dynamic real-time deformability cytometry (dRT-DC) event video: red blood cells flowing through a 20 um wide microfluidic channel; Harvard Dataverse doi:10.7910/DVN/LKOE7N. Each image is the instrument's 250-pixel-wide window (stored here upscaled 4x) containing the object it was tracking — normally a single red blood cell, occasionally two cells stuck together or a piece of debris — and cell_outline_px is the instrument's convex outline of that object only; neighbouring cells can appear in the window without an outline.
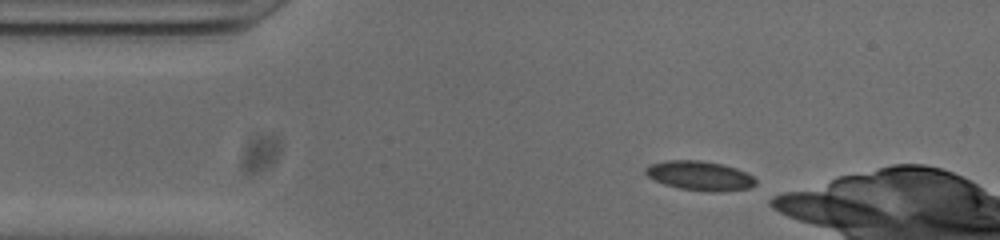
{"species": "common noctule bat (a hibernating species)", "species_latin": "Nyctalus noctula", "temperature_condition": "cold", "stored_images_in_passage": 15, "camera_frame_rate_fps": 3000, "um_per_image_px": 0.085, "animal": {"sex": "male", "body_mass_g": 20.0, "forearm_length_mm": 53.3}, "frame": {"image": 1, "passage_image": 2, "time_ms": 0.333, "image_size_px": [1000, 240], "cell_outline_px": [[756, 184], [752, 188], [720, 192], [712, 192], [680, 188], [664, 184], [648, 176], [644, 172], [644, 168], [652, 164], [668, 160], [700, 160], [720, 164], [736, 168], [752, 176], [756, 180]], "centroid_in_image_um": [59.5, 14.94], "position_along_channel_um": 25.5, "area_um2": 18.73}}
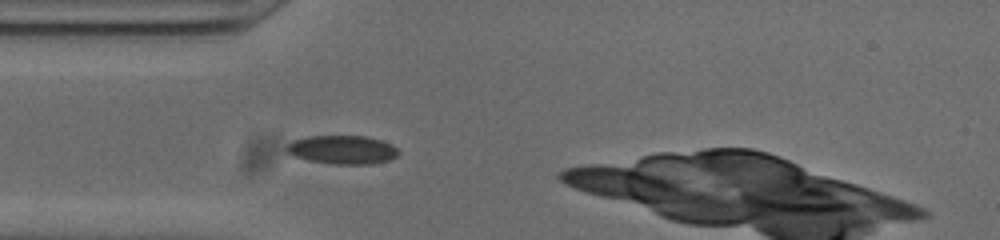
{"frame": {"image": 2, "passage_image": 8, "time_ms": 2.333, "image_size_px": [1000, 240], "cell_outline_px": [[400, 152], [396, 156], [388, 160], [372, 164], [332, 164], [308, 160], [292, 156], [284, 152], [284, 148], [292, 140], [308, 136], [364, 136], [380, 140], [392, 144]], "centroid_in_image_um": [29.04, 12.73], "position_along_channel_um": 56.0, "area_um2": 18.84}}
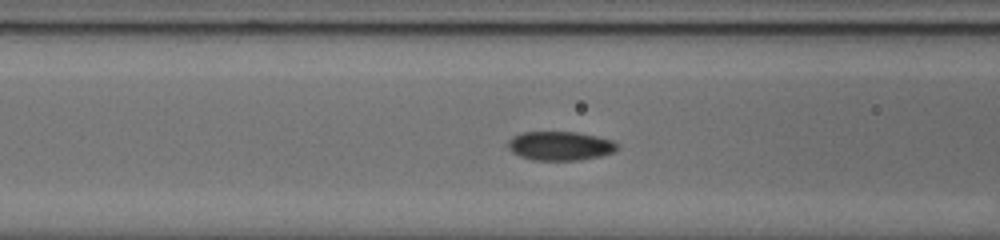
{"frame": {"image": 3, "passage_image": 13, "time_ms": 4.0, "image_size_px": [1000, 240], "cell_outline_px": [[620, 144], [612, 152], [600, 156], [580, 160], [532, 160], [520, 156], [512, 152], [508, 148], [508, 140], [512, 136], [520, 132], [576, 132], [596, 136], [612, 140]], "centroid_in_image_um": [47.58, 12.39], "position_along_channel_um": 119.0, "area_um2": 18.5}}